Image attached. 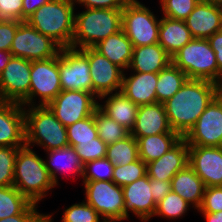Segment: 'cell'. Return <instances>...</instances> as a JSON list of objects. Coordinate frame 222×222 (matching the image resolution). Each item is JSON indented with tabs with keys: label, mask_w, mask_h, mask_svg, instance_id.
Masks as SVG:
<instances>
[{
	"label": "cell",
	"mask_w": 222,
	"mask_h": 222,
	"mask_svg": "<svg viewBox=\"0 0 222 222\" xmlns=\"http://www.w3.org/2000/svg\"><path fill=\"white\" fill-rule=\"evenodd\" d=\"M188 164L206 187L222 186V146H189Z\"/></svg>",
	"instance_id": "2e32d148"
},
{
	"label": "cell",
	"mask_w": 222,
	"mask_h": 222,
	"mask_svg": "<svg viewBox=\"0 0 222 222\" xmlns=\"http://www.w3.org/2000/svg\"><path fill=\"white\" fill-rule=\"evenodd\" d=\"M150 189L153 200L157 204L171 191V182L150 179Z\"/></svg>",
	"instance_id": "7dc6e473"
},
{
	"label": "cell",
	"mask_w": 222,
	"mask_h": 222,
	"mask_svg": "<svg viewBox=\"0 0 222 222\" xmlns=\"http://www.w3.org/2000/svg\"><path fill=\"white\" fill-rule=\"evenodd\" d=\"M89 61L92 93L100 97L121 91L124 70L112 63L94 47L79 49Z\"/></svg>",
	"instance_id": "5bb4252c"
},
{
	"label": "cell",
	"mask_w": 222,
	"mask_h": 222,
	"mask_svg": "<svg viewBox=\"0 0 222 222\" xmlns=\"http://www.w3.org/2000/svg\"><path fill=\"white\" fill-rule=\"evenodd\" d=\"M160 133H177L169 124L164 104L155 102L139 106L135 125L130 134L134 137H146Z\"/></svg>",
	"instance_id": "44dd1931"
},
{
	"label": "cell",
	"mask_w": 222,
	"mask_h": 222,
	"mask_svg": "<svg viewBox=\"0 0 222 222\" xmlns=\"http://www.w3.org/2000/svg\"><path fill=\"white\" fill-rule=\"evenodd\" d=\"M171 190L179 194L194 210H198L203 201L205 184L188 164L172 178Z\"/></svg>",
	"instance_id": "484cf974"
},
{
	"label": "cell",
	"mask_w": 222,
	"mask_h": 222,
	"mask_svg": "<svg viewBox=\"0 0 222 222\" xmlns=\"http://www.w3.org/2000/svg\"><path fill=\"white\" fill-rule=\"evenodd\" d=\"M38 208L37 204L31 203L21 214L0 219V222H43L46 214L40 213Z\"/></svg>",
	"instance_id": "f6af8a7d"
},
{
	"label": "cell",
	"mask_w": 222,
	"mask_h": 222,
	"mask_svg": "<svg viewBox=\"0 0 222 222\" xmlns=\"http://www.w3.org/2000/svg\"><path fill=\"white\" fill-rule=\"evenodd\" d=\"M95 124L98 137L107 145L115 143L130 134V131L109 118L99 108L95 110Z\"/></svg>",
	"instance_id": "d6a6232c"
},
{
	"label": "cell",
	"mask_w": 222,
	"mask_h": 222,
	"mask_svg": "<svg viewBox=\"0 0 222 222\" xmlns=\"http://www.w3.org/2000/svg\"><path fill=\"white\" fill-rule=\"evenodd\" d=\"M43 222H50V221L47 218H45Z\"/></svg>",
	"instance_id": "9f6ffc18"
},
{
	"label": "cell",
	"mask_w": 222,
	"mask_h": 222,
	"mask_svg": "<svg viewBox=\"0 0 222 222\" xmlns=\"http://www.w3.org/2000/svg\"><path fill=\"white\" fill-rule=\"evenodd\" d=\"M69 146L80 142L93 141L98 137L94 114L66 127Z\"/></svg>",
	"instance_id": "d590c367"
},
{
	"label": "cell",
	"mask_w": 222,
	"mask_h": 222,
	"mask_svg": "<svg viewBox=\"0 0 222 222\" xmlns=\"http://www.w3.org/2000/svg\"><path fill=\"white\" fill-rule=\"evenodd\" d=\"M171 59L189 79L207 80L216 84L222 79L215 52L207 39L193 38Z\"/></svg>",
	"instance_id": "8992f818"
},
{
	"label": "cell",
	"mask_w": 222,
	"mask_h": 222,
	"mask_svg": "<svg viewBox=\"0 0 222 222\" xmlns=\"http://www.w3.org/2000/svg\"><path fill=\"white\" fill-rule=\"evenodd\" d=\"M24 145V107L19 103L0 101V147H23Z\"/></svg>",
	"instance_id": "ac0fdd59"
},
{
	"label": "cell",
	"mask_w": 222,
	"mask_h": 222,
	"mask_svg": "<svg viewBox=\"0 0 222 222\" xmlns=\"http://www.w3.org/2000/svg\"><path fill=\"white\" fill-rule=\"evenodd\" d=\"M23 0H0V20L22 22Z\"/></svg>",
	"instance_id": "7bdbcfd3"
},
{
	"label": "cell",
	"mask_w": 222,
	"mask_h": 222,
	"mask_svg": "<svg viewBox=\"0 0 222 222\" xmlns=\"http://www.w3.org/2000/svg\"><path fill=\"white\" fill-rule=\"evenodd\" d=\"M217 95L218 84L207 80L188 79L163 103L172 130L184 137Z\"/></svg>",
	"instance_id": "6da1fadb"
},
{
	"label": "cell",
	"mask_w": 222,
	"mask_h": 222,
	"mask_svg": "<svg viewBox=\"0 0 222 222\" xmlns=\"http://www.w3.org/2000/svg\"><path fill=\"white\" fill-rule=\"evenodd\" d=\"M30 77L29 106H47L62 91L58 55L47 60L31 61ZM37 98L39 101H36Z\"/></svg>",
	"instance_id": "30bf717a"
},
{
	"label": "cell",
	"mask_w": 222,
	"mask_h": 222,
	"mask_svg": "<svg viewBox=\"0 0 222 222\" xmlns=\"http://www.w3.org/2000/svg\"><path fill=\"white\" fill-rule=\"evenodd\" d=\"M12 54L10 51L0 50V75L2 71L5 69V66L8 64L11 59Z\"/></svg>",
	"instance_id": "816d5d0a"
},
{
	"label": "cell",
	"mask_w": 222,
	"mask_h": 222,
	"mask_svg": "<svg viewBox=\"0 0 222 222\" xmlns=\"http://www.w3.org/2000/svg\"><path fill=\"white\" fill-rule=\"evenodd\" d=\"M61 48L52 38L43 35L24 21L17 28L10 52L13 57L38 61L57 56Z\"/></svg>",
	"instance_id": "9c48e42d"
},
{
	"label": "cell",
	"mask_w": 222,
	"mask_h": 222,
	"mask_svg": "<svg viewBox=\"0 0 222 222\" xmlns=\"http://www.w3.org/2000/svg\"><path fill=\"white\" fill-rule=\"evenodd\" d=\"M18 148L20 147H0V187L13 186Z\"/></svg>",
	"instance_id": "ab89813d"
},
{
	"label": "cell",
	"mask_w": 222,
	"mask_h": 222,
	"mask_svg": "<svg viewBox=\"0 0 222 222\" xmlns=\"http://www.w3.org/2000/svg\"><path fill=\"white\" fill-rule=\"evenodd\" d=\"M126 72V73H125ZM127 70L123 73L121 91L138 106L157 102L158 73H139Z\"/></svg>",
	"instance_id": "7402d4cb"
},
{
	"label": "cell",
	"mask_w": 222,
	"mask_h": 222,
	"mask_svg": "<svg viewBox=\"0 0 222 222\" xmlns=\"http://www.w3.org/2000/svg\"><path fill=\"white\" fill-rule=\"evenodd\" d=\"M222 7L207 1H199L184 20L193 38L208 39L220 30Z\"/></svg>",
	"instance_id": "ffe728a7"
},
{
	"label": "cell",
	"mask_w": 222,
	"mask_h": 222,
	"mask_svg": "<svg viewBox=\"0 0 222 222\" xmlns=\"http://www.w3.org/2000/svg\"><path fill=\"white\" fill-rule=\"evenodd\" d=\"M98 100L101 101L98 103V108L104 114L131 132L135 125L139 109L137 104L129 99L122 91L104 95Z\"/></svg>",
	"instance_id": "603a6c76"
},
{
	"label": "cell",
	"mask_w": 222,
	"mask_h": 222,
	"mask_svg": "<svg viewBox=\"0 0 222 222\" xmlns=\"http://www.w3.org/2000/svg\"><path fill=\"white\" fill-rule=\"evenodd\" d=\"M124 193V221L132 213L142 222H149L156 210L150 189V178L146 174L133 183L122 187Z\"/></svg>",
	"instance_id": "e0dca14e"
},
{
	"label": "cell",
	"mask_w": 222,
	"mask_h": 222,
	"mask_svg": "<svg viewBox=\"0 0 222 222\" xmlns=\"http://www.w3.org/2000/svg\"><path fill=\"white\" fill-rule=\"evenodd\" d=\"M98 103V98L91 92L62 90L47 107L67 127L93 115Z\"/></svg>",
	"instance_id": "8fae6325"
},
{
	"label": "cell",
	"mask_w": 222,
	"mask_h": 222,
	"mask_svg": "<svg viewBox=\"0 0 222 222\" xmlns=\"http://www.w3.org/2000/svg\"><path fill=\"white\" fill-rule=\"evenodd\" d=\"M94 48L124 71L128 70L133 54V44L121 29L100 41Z\"/></svg>",
	"instance_id": "83f0119b"
},
{
	"label": "cell",
	"mask_w": 222,
	"mask_h": 222,
	"mask_svg": "<svg viewBox=\"0 0 222 222\" xmlns=\"http://www.w3.org/2000/svg\"><path fill=\"white\" fill-rule=\"evenodd\" d=\"M45 166L55 186L59 184L60 173L81 176L83 178L84 165L72 146L46 151Z\"/></svg>",
	"instance_id": "cb8c5ba5"
},
{
	"label": "cell",
	"mask_w": 222,
	"mask_h": 222,
	"mask_svg": "<svg viewBox=\"0 0 222 222\" xmlns=\"http://www.w3.org/2000/svg\"><path fill=\"white\" fill-rule=\"evenodd\" d=\"M58 68L63 91H87L92 93V79L88 58L71 47L61 48Z\"/></svg>",
	"instance_id": "4fadbf2b"
},
{
	"label": "cell",
	"mask_w": 222,
	"mask_h": 222,
	"mask_svg": "<svg viewBox=\"0 0 222 222\" xmlns=\"http://www.w3.org/2000/svg\"><path fill=\"white\" fill-rule=\"evenodd\" d=\"M192 39L193 36L185 21L161 16L158 43L171 58Z\"/></svg>",
	"instance_id": "4316f807"
},
{
	"label": "cell",
	"mask_w": 222,
	"mask_h": 222,
	"mask_svg": "<svg viewBox=\"0 0 222 222\" xmlns=\"http://www.w3.org/2000/svg\"><path fill=\"white\" fill-rule=\"evenodd\" d=\"M21 21L0 20V50L10 51L12 41Z\"/></svg>",
	"instance_id": "ee69618b"
},
{
	"label": "cell",
	"mask_w": 222,
	"mask_h": 222,
	"mask_svg": "<svg viewBox=\"0 0 222 222\" xmlns=\"http://www.w3.org/2000/svg\"><path fill=\"white\" fill-rule=\"evenodd\" d=\"M106 158L114 165L121 166L139 159L138 142L129 134L127 137L107 145Z\"/></svg>",
	"instance_id": "4dcf8cb0"
},
{
	"label": "cell",
	"mask_w": 222,
	"mask_h": 222,
	"mask_svg": "<svg viewBox=\"0 0 222 222\" xmlns=\"http://www.w3.org/2000/svg\"><path fill=\"white\" fill-rule=\"evenodd\" d=\"M189 145L182 137L159 159L146 164V173L150 179L171 181L176 173L188 165Z\"/></svg>",
	"instance_id": "d6986e66"
},
{
	"label": "cell",
	"mask_w": 222,
	"mask_h": 222,
	"mask_svg": "<svg viewBox=\"0 0 222 222\" xmlns=\"http://www.w3.org/2000/svg\"><path fill=\"white\" fill-rule=\"evenodd\" d=\"M75 7L74 0H49L30 15L26 22L62 48H72Z\"/></svg>",
	"instance_id": "3957f363"
},
{
	"label": "cell",
	"mask_w": 222,
	"mask_h": 222,
	"mask_svg": "<svg viewBox=\"0 0 222 222\" xmlns=\"http://www.w3.org/2000/svg\"><path fill=\"white\" fill-rule=\"evenodd\" d=\"M25 145L45 151L69 146L66 127L47 106L24 107Z\"/></svg>",
	"instance_id": "5b68a950"
},
{
	"label": "cell",
	"mask_w": 222,
	"mask_h": 222,
	"mask_svg": "<svg viewBox=\"0 0 222 222\" xmlns=\"http://www.w3.org/2000/svg\"><path fill=\"white\" fill-rule=\"evenodd\" d=\"M128 0H74L75 6L77 4L84 8H98V9H123Z\"/></svg>",
	"instance_id": "bcb514c9"
},
{
	"label": "cell",
	"mask_w": 222,
	"mask_h": 222,
	"mask_svg": "<svg viewBox=\"0 0 222 222\" xmlns=\"http://www.w3.org/2000/svg\"><path fill=\"white\" fill-rule=\"evenodd\" d=\"M219 31L222 33V19H221V24H220V30Z\"/></svg>",
	"instance_id": "11a10c76"
},
{
	"label": "cell",
	"mask_w": 222,
	"mask_h": 222,
	"mask_svg": "<svg viewBox=\"0 0 222 222\" xmlns=\"http://www.w3.org/2000/svg\"><path fill=\"white\" fill-rule=\"evenodd\" d=\"M31 61L11 57L0 75V101L29 107Z\"/></svg>",
	"instance_id": "7c38bea8"
},
{
	"label": "cell",
	"mask_w": 222,
	"mask_h": 222,
	"mask_svg": "<svg viewBox=\"0 0 222 222\" xmlns=\"http://www.w3.org/2000/svg\"><path fill=\"white\" fill-rule=\"evenodd\" d=\"M30 204L16 187H0V219L21 214Z\"/></svg>",
	"instance_id": "1f68e13d"
},
{
	"label": "cell",
	"mask_w": 222,
	"mask_h": 222,
	"mask_svg": "<svg viewBox=\"0 0 222 222\" xmlns=\"http://www.w3.org/2000/svg\"><path fill=\"white\" fill-rule=\"evenodd\" d=\"M198 212H218L222 211V186L206 187L203 201Z\"/></svg>",
	"instance_id": "b9f144b4"
},
{
	"label": "cell",
	"mask_w": 222,
	"mask_h": 222,
	"mask_svg": "<svg viewBox=\"0 0 222 222\" xmlns=\"http://www.w3.org/2000/svg\"><path fill=\"white\" fill-rule=\"evenodd\" d=\"M73 148L83 165L93 160L106 158L107 144L99 137L93 139V141L80 142Z\"/></svg>",
	"instance_id": "60d3db41"
},
{
	"label": "cell",
	"mask_w": 222,
	"mask_h": 222,
	"mask_svg": "<svg viewBox=\"0 0 222 222\" xmlns=\"http://www.w3.org/2000/svg\"><path fill=\"white\" fill-rule=\"evenodd\" d=\"M122 9L85 8L75 13L72 48L94 47L100 41L120 31Z\"/></svg>",
	"instance_id": "277c9868"
},
{
	"label": "cell",
	"mask_w": 222,
	"mask_h": 222,
	"mask_svg": "<svg viewBox=\"0 0 222 222\" xmlns=\"http://www.w3.org/2000/svg\"><path fill=\"white\" fill-rule=\"evenodd\" d=\"M49 0H23L22 22L32 15L38 8L45 5Z\"/></svg>",
	"instance_id": "681fc988"
},
{
	"label": "cell",
	"mask_w": 222,
	"mask_h": 222,
	"mask_svg": "<svg viewBox=\"0 0 222 222\" xmlns=\"http://www.w3.org/2000/svg\"><path fill=\"white\" fill-rule=\"evenodd\" d=\"M138 0H128L122 9L121 28L133 47L158 43L160 18Z\"/></svg>",
	"instance_id": "52a82bcc"
},
{
	"label": "cell",
	"mask_w": 222,
	"mask_h": 222,
	"mask_svg": "<svg viewBox=\"0 0 222 222\" xmlns=\"http://www.w3.org/2000/svg\"><path fill=\"white\" fill-rule=\"evenodd\" d=\"M205 218L206 222H222V211L218 212H200Z\"/></svg>",
	"instance_id": "f907efd6"
},
{
	"label": "cell",
	"mask_w": 222,
	"mask_h": 222,
	"mask_svg": "<svg viewBox=\"0 0 222 222\" xmlns=\"http://www.w3.org/2000/svg\"><path fill=\"white\" fill-rule=\"evenodd\" d=\"M218 95L222 98V79L218 84Z\"/></svg>",
	"instance_id": "db71d44e"
},
{
	"label": "cell",
	"mask_w": 222,
	"mask_h": 222,
	"mask_svg": "<svg viewBox=\"0 0 222 222\" xmlns=\"http://www.w3.org/2000/svg\"><path fill=\"white\" fill-rule=\"evenodd\" d=\"M205 1L215 4L216 6L222 7V0H205Z\"/></svg>",
	"instance_id": "f5cc1de1"
},
{
	"label": "cell",
	"mask_w": 222,
	"mask_h": 222,
	"mask_svg": "<svg viewBox=\"0 0 222 222\" xmlns=\"http://www.w3.org/2000/svg\"><path fill=\"white\" fill-rule=\"evenodd\" d=\"M171 62V57L159 43L133 47L132 60L127 71L159 73Z\"/></svg>",
	"instance_id": "d4e9b609"
},
{
	"label": "cell",
	"mask_w": 222,
	"mask_h": 222,
	"mask_svg": "<svg viewBox=\"0 0 222 222\" xmlns=\"http://www.w3.org/2000/svg\"><path fill=\"white\" fill-rule=\"evenodd\" d=\"M146 174V163L139 158L126 165L114 166L112 181L118 186L124 187Z\"/></svg>",
	"instance_id": "8d00e7d4"
},
{
	"label": "cell",
	"mask_w": 222,
	"mask_h": 222,
	"mask_svg": "<svg viewBox=\"0 0 222 222\" xmlns=\"http://www.w3.org/2000/svg\"><path fill=\"white\" fill-rule=\"evenodd\" d=\"M192 208V206L186 202L179 194L172 190L161 199L157 205L153 217L167 218L168 220H176L184 217Z\"/></svg>",
	"instance_id": "836d02e7"
},
{
	"label": "cell",
	"mask_w": 222,
	"mask_h": 222,
	"mask_svg": "<svg viewBox=\"0 0 222 222\" xmlns=\"http://www.w3.org/2000/svg\"><path fill=\"white\" fill-rule=\"evenodd\" d=\"M183 138L189 146H222V98L219 95Z\"/></svg>",
	"instance_id": "9a60e30c"
},
{
	"label": "cell",
	"mask_w": 222,
	"mask_h": 222,
	"mask_svg": "<svg viewBox=\"0 0 222 222\" xmlns=\"http://www.w3.org/2000/svg\"><path fill=\"white\" fill-rule=\"evenodd\" d=\"M188 76L172 62L158 73L156 84L157 102L169 100L188 80Z\"/></svg>",
	"instance_id": "f546056e"
},
{
	"label": "cell",
	"mask_w": 222,
	"mask_h": 222,
	"mask_svg": "<svg viewBox=\"0 0 222 222\" xmlns=\"http://www.w3.org/2000/svg\"><path fill=\"white\" fill-rule=\"evenodd\" d=\"M64 209L60 222H105L100 214L85 200ZM53 214H46V218L50 222H54Z\"/></svg>",
	"instance_id": "e575fe53"
},
{
	"label": "cell",
	"mask_w": 222,
	"mask_h": 222,
	"mask_svg": "<svg viewBox=\"0 0 222 222\" xmlns=\"http://www.w3.org/2000/svg\"><path fill=\"white\" fill-rule=\"evenodd\" d=\"M207 40L209 41L212 50L215 52L218 69L222 72V33L218 31Z\"/></svg>",
	"instance_id": "c3c4849f"
},
{
	"label": "cell",
	"mask_w": 222,
	"mask_h": 222,
	"mask_svg": "<svg viewBox=\"0 0 222 222\" xmlns=\"http://www.w3.org/2000/svg\"><path fill=\"white\" fill-rule=\"evenodd\" d=\"M134 138L138 142L139 158L147 164L159 159L182 137L178 133H160Z\"/></svg>",
	"instance_id": "f1b7e54d"
},
{
	"label": "cell",
	"mask_w": 222,
	"mask_h": 222,
	"mask_svg": "<svg viewBox=\"0 0 222 222\" xmlns=\"http://www.w3.org/2000/svg\"><path fill=\"white\" fill-rule=\"evenodd\" d=\"M114 165L107 159H97L84 165L82 181H112Z\"/></svg>",
	"instance_id": "f35d334b"
},
{
	"label": "cell",
	"mask_w": 222,
	"mask_h": 222,
	"mask_svg": "<svg viewBox=\"0 0 222 222\" xmlns=\"http://www.w3.org/2000/svg\"><path fill=\"white\" fill-rule=\"evenodd\" d=\"M85 201L92 206L105 222L124 221L123 188L113 181H82Z\"/></svg>",
	"instance_id": "ba28073f"
},
{
	"label": "cell",
	"mask_w": 222,
	"mask_h": 222,
	"mask_svg": "<svg viewBox=\"0 0 222 222\" xmlns=\"http://www.w3.org/2000/svg\"><path fill=\"white\" fill-rule=\"evenodd\" d=\"M36 153L27 145L18 148L13 186L31 203L38 205L39 201L45 199L49 191L56 186L49 175L44 159Z\"/></svg>",
	"instance_id": "7a4b0ae2"
},
{
	"label": "cell",
	"mask_w": 222,
	"mask_h": 222,
	"mask_svg": "<svg viewBox=\"0 0 222 222\" xmlns=\"http://www.w3.org/2000/svg\"><path fill=\"white\" fill-rule=\"evenodd\" d=\"M200 0H160L162 15L175 20H185Z\"/></svg>",
	"instance_id": "74e56055"
}]
</instances>
